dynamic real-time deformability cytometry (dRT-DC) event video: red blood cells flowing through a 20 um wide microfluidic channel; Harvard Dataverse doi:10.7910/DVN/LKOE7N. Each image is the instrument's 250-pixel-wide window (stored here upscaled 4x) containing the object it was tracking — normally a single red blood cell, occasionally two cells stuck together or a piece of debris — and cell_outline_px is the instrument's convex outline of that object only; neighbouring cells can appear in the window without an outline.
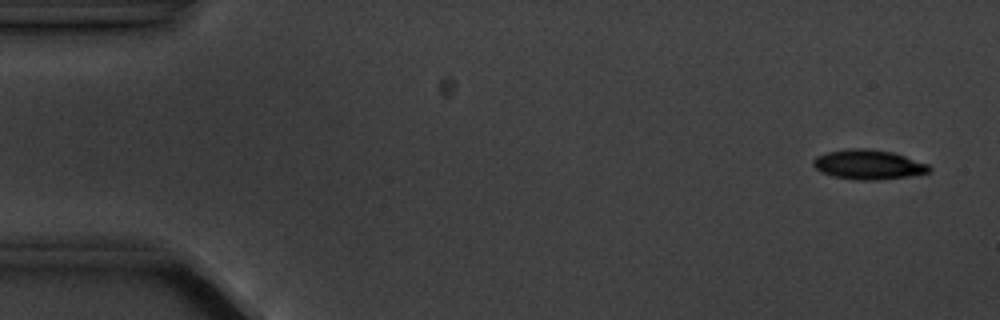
{"species": "common noctule bat (a hibernating species)", "species_latin": "Nyctalus noctula", "temperature_condition": "cold", "stored_images_in_passage": 4, "camera_frame_rate_fps": 3000, "um_per_image_px": 0.085, "animal": {"sex": "male", "body_mass_g": 20.1, "forearm_length_mm": 53.5}, "frame": {"image": 1, "passage_image": 1, "time_ms": 0.0, "image_size_px": [1000, 320], "cell_outline_px": [[932, 172], [908, 176], [876, 180], [856, 180], [832, 176], [820, 172], [812, 164], [812, 160], [816, 156], [828, 152], [848, 148], [864, 148], [892, 152], [928, 164], [932, 168]], "centroid_in_image_um": [73.79, 13.99], "position_along_channel_um": 11.2, "area_um2": 20.06}}